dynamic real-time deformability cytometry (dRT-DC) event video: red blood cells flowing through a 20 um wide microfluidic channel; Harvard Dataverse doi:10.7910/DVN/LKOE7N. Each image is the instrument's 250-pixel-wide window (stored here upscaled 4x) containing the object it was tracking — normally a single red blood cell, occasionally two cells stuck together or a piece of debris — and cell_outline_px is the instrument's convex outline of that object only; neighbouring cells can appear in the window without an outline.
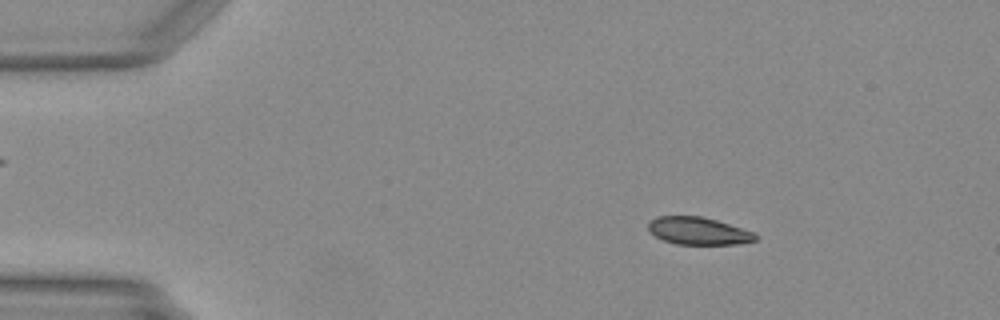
{"species": "Egyptian fruit bat (a non-hibernating species)", "species_latin": "Rousettus aegyptiacus", "temperature_condition": "warm", "stored_images_in_passage": 48, "camera_frame_rate_fps": 3000, "um_per_image_px": 0.085, "animal": {"sex": "female"}, "frame": {"image": 1, "passage_image": 7, "time_ms": 2.0, "image_size_px": [1000, 320], "cell_outline_px": [[760, 236], [756, 240], [740, 244], [676, 244], [664, 240], [648, 232], [648, 224], [656, 216], [700, 216], [716, 220], [756, 232]], "centroid_in_image_um": [59.4, 19.63], "position_along_channel_um": 25.6, "area_um2": 17.28}}
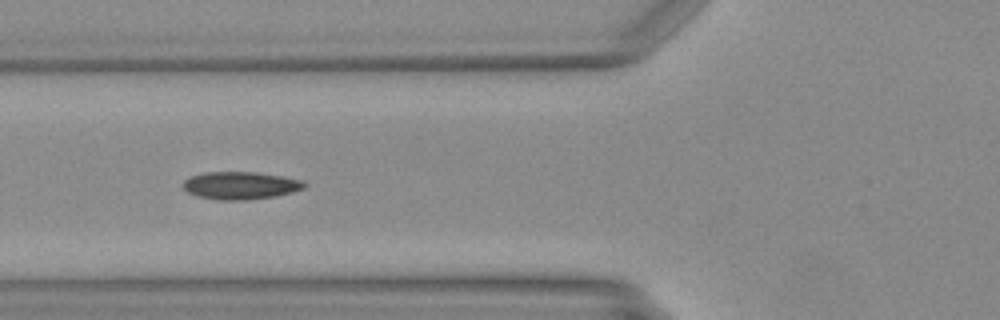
{"frame": {"image": 2, "passage_image": 18, "time_ms": 5.667, "image_size_px": [1000, 320], "cell_outline_px": [[308, 184], [304, 188], [292, 192], [276, 196], [244, 200], [220, 200], [196, 196], [188, 192], [184, 188], [184, 180], [192, 176], [204, 172], [256, 172], [304, 180]], "centroid_in_image_um": [20.47, 15.76], "position_along_channel_um": 105.3, "area_um2": 19.48}}
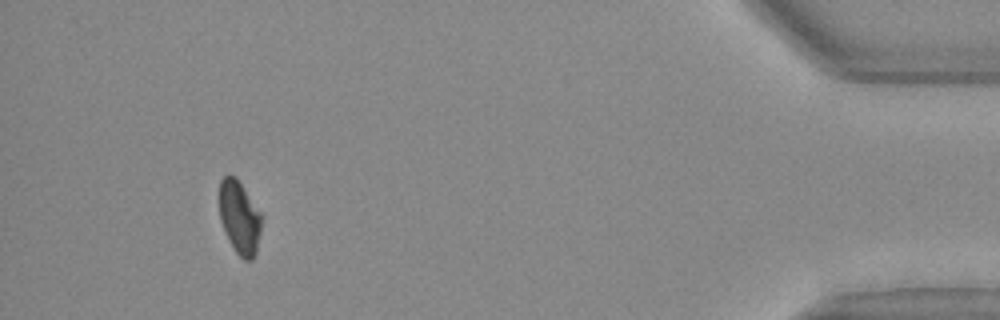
{"frame": {"image": 3, "passage_image": 45, "time_ms": 14.667, "image_size_px": [1000, 320], "cell_outline_px": [[264, 216], [256, 252], [252, 260], [244, 260], [236, 252], [228, 240], [220, 220], [220, 180], [228, 172], [236, 176]], "centroid_in_image_um": [20.38, 18.45], "position_along_channel_um": 414.8, "area_um2": 18.38}}